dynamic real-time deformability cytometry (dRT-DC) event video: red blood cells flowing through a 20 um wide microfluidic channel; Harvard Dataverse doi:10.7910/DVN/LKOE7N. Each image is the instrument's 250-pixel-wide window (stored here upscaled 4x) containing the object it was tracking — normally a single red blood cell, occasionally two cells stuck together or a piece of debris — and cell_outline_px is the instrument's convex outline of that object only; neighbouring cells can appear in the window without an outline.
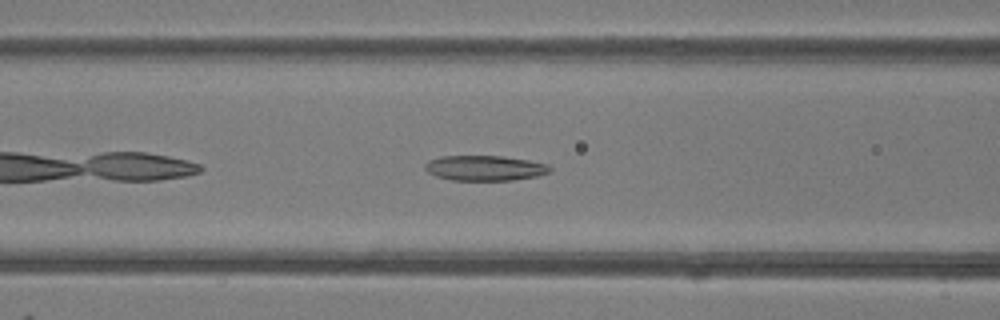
{"species": "common noctule bat (a hibernating species)", "species_latin": "Nyctalus noctula", "temperature_condition": "room temperature", "stored_images_in_passage": 36, "camera_frame_rate_fps": 3000, "um_per_image_px": 0.085, "animal": {"sex": "female"}, "frame": {"image": 1, "passage_image": 7, "time_ms": 2.0, "image_size_px": [1000, 320], "cell_outline_px": [[552, 168], [548, 172], [536, 176], [512, 180], [452, 180], [436, 176], [428, 172], [424, 168], [424, 164], [428, 160], [440, 156], [504, 156], [528, 160], [548, 164]], "centroid_in_image_um": [41.18, 14.27], "position_along_channel_um": 125.4, "area_um2": 18.32}}
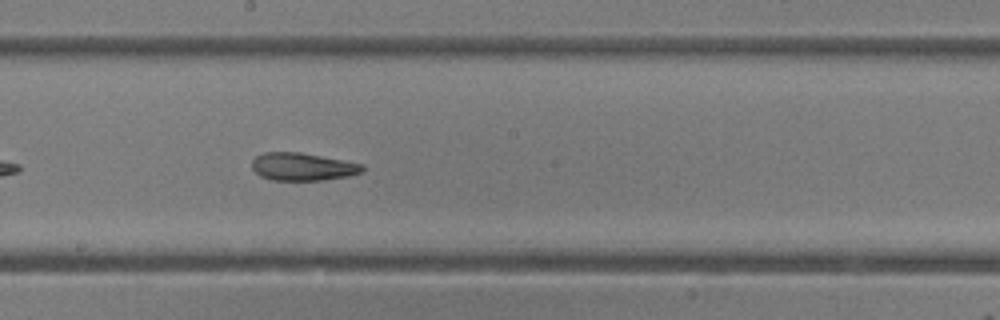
{"frame": {"image": 2, "passage_image": 14, "time_ms": 4.333, "image_size_px": [1000, 320], "cell_outline_px": [[364, 172], [348, 176], [324, 180], [272, 180], [260, 176], [252, 168], [252, 160], [256, 156], [264, 152], [300, 152], [364, 164]], "centroid_in_image_um": [25.73, 14.17], "position_along_channel_um": 222.5, "area_um2": 17.92}}
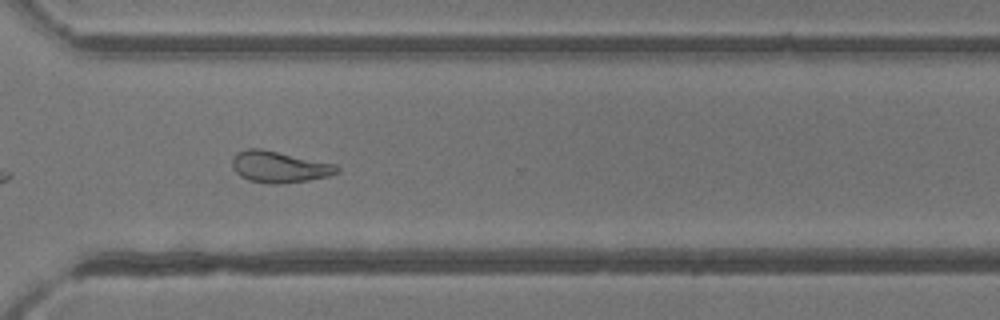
{"frame": {"image": 3, "passage_image": 23, "time_ms": 7.333, "image_size_px": [1000, 320], "cell_outline_px": [[340, 172], [328, 176], [308, 180], [280, 184], [272, 184], [248, 180], [240, 176], [232, 168], [232, 156], [236, 152], [248, 148], [260, 148], [336, 164], [340, 168]], "centroid_in_image_um": [23.72, 14.18], "position_along_channel_um": 346.9, "area_um2": 19.31}, "authors_computed_cell_mechanics": {"area_um2": 19.074, "velocity_mm_per_s": 4.17, "shape_relaxation_time_tau1_ms": null, "shape_relaxation_time_tau2_ms": 4.2408, "deformation_change_tau1": null, "deformation_change_tau2": 0.1321}}